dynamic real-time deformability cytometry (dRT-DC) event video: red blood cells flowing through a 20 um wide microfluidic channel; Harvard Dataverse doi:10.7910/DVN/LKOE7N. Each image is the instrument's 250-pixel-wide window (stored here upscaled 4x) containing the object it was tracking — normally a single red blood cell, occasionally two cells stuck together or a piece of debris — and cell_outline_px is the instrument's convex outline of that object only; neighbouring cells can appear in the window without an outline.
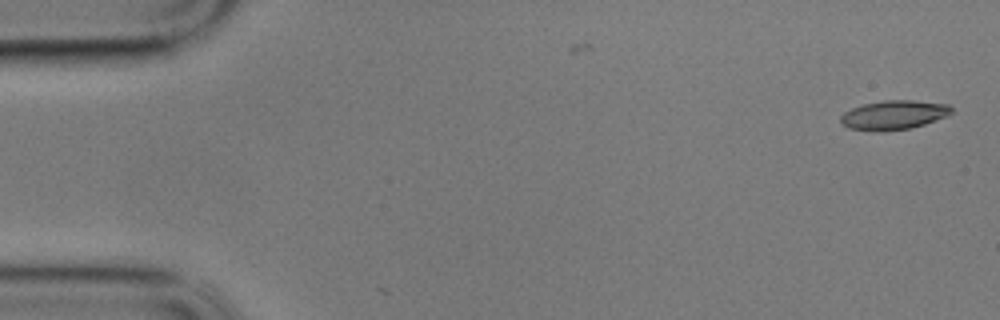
{"species": "common noctule bat (a hibernating species)", "species_latin": "Nyctalus noctula", "temperature_condition": "cold", "stored_images_in_passage": 4, "camera_frame_rate_fps": 3000, "um_per_image_px": 0.085, "animal": {"sex": "male", "body_mass_g": 17.9}, "frame": {"image": 1, "passage_image": 1, "time_ms": 0.0, "image_size_px": [1000, 320], "cell_outline_px": [[952, 112], [948, 116], [912, 128], [884, 132], [876, 132], [848, 128], [840, 120], [840, 116], [844, 112], [852, 108], [864, 104], [884, 100], [916, 100], [948, 104], [952, 108]], "centroid_in_image_um": [75.98, 9.78], "position_along_channel_um": 9.0, "area_um2": 19.07}}